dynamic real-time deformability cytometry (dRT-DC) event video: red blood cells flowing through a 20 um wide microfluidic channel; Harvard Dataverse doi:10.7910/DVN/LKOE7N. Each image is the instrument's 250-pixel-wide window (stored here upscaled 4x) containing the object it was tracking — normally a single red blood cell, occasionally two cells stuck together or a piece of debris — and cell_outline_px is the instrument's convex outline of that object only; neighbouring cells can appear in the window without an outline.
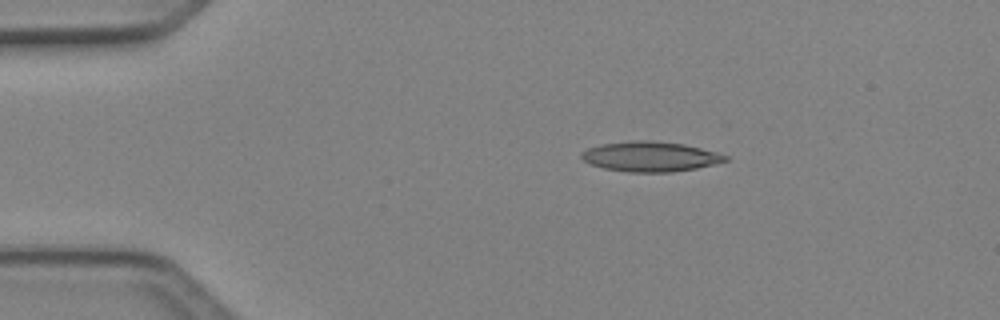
{"species": "Egyptian fruit bat (a non-hibernating species)", "species_latin": "Rousettus aegyptiacus", "temperature_condition": "cold", "stored_images_in_passage": 5, "camera_frame_rate_fps": 3000, "um_per_image_px": 0.085, "animal": {"sex": "female"}, "frame": {"image": 1, "passage_image": 2, "time_ms": 0.333, "image_size_px": [1000, 320], "cell_outline_px": [[728, 160], [696, 168], [672, 172], [628, 172], [604, 168], [592, 164], [584, 160], [580, 156], [580, 152], [588, 148], [600, 144], [636, 140], [644, 140], [684, 144], [716, 152], [728, 156]], "centroid_in_image_um": [55.25, 13.3], "position_along_channel_um": 29.8, "area_um2": 24.91}}
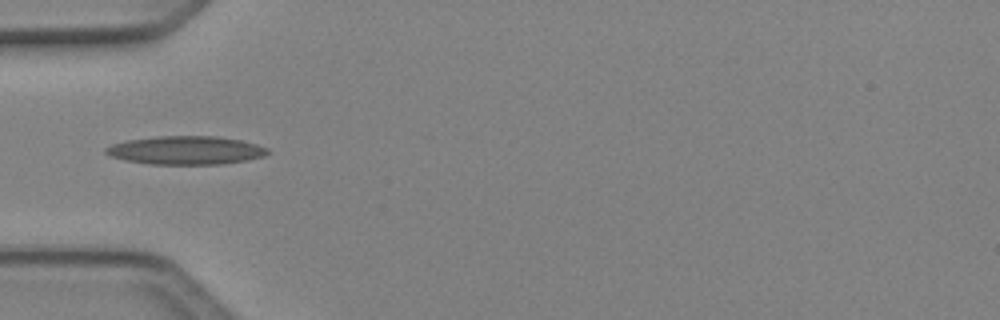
{"frame": {"image": 2, "passage_image": 4, "time_ms": 1.0, "image_size_px": [1000, 320], "cell_outline_px": [[268, 152], [264, 156], [248, 160], [220, 164], [148, 164], [124, 160], [112, 156], [104, 152], [104, 148], [112, 144], [128, 140], [156, 136], [216, 136], [240, 140], [256, 144], [268, 148]], "centroid_in_image_um": [15.78, 12.77], "position_along_channel_um": 69.2, "area_um2": 26.76}}
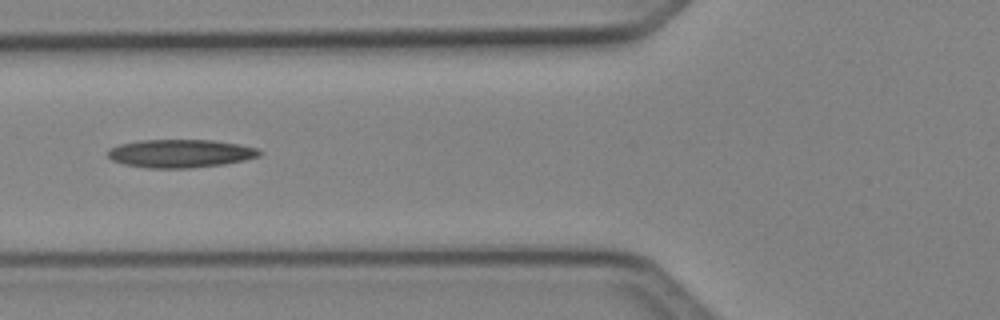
{"frame": {"image": 3, "passage_image": 5, "time_ms": 1.333, "image_size_px": [1000, 320], "cell_outline_px": [[264, 152], [260, 156], [244, 160], [224, 164], [192, 168], [148, 168], [124, 164], [112, 160], [108, 156], [108, 152], [112, 148], [120, 144], [140, 140], [212, 140], [240, 144], [260, 148]], "centroid_in_image_um": [15.4, 13.04], "position_along_channel_um": 110.4, "area_um2": 25.03}}